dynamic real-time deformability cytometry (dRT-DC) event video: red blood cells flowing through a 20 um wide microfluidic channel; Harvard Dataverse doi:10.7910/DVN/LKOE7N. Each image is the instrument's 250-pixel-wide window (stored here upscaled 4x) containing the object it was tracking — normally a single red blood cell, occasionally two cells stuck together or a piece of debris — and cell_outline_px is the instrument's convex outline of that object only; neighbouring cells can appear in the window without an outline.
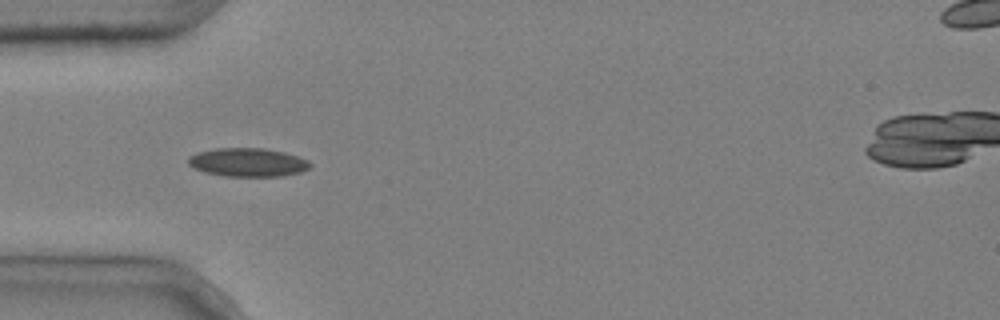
{"species": "common noctule bat (a hibernating species)", "species_latin": "Nyctalus noctula", "temperature_condition": "cold", "stored_images_in_passage": 2, "camera_frame_rate_fps": 3000, "um_per_image_px": 0.085, "animal": {"sex": "male", "body_mass_g": 20.4}, "frame": {"image": 1, "passage_image": 1, "time_ms": 0.0, "image_size_px": [1000, 320], "cell_outline_px": [[312, 164], [308, 168], [300, 172], [280, 176], [224, 176], [204, 172], [192, 168], [188, 164], [188, 156], [196, 152], [216, 148], [264, 148], [284, 152], [308, 160]], "centroid_in_image_um": [21.01, 13.79], "position_along_channel_um": 64.0, "area_um2": 20.35}}